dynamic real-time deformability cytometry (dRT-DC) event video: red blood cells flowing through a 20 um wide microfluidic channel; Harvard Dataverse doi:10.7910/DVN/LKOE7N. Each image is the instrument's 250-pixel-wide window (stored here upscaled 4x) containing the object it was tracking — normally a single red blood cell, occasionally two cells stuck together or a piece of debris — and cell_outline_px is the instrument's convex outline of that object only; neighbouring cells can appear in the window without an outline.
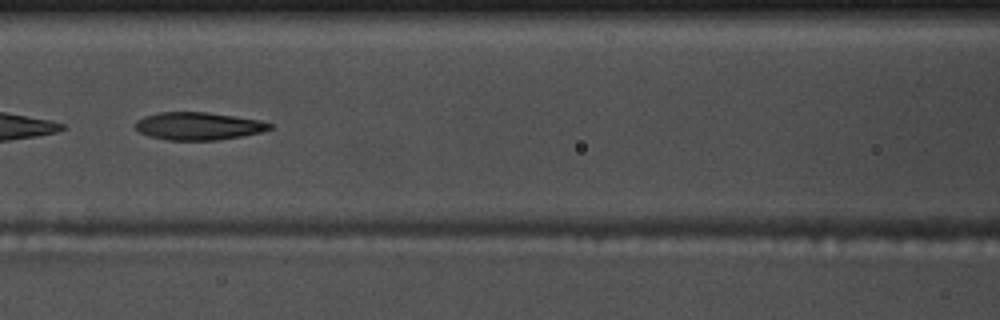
{"species": "common noctule bat (a hibernating species)", "species_latin": "Nyctalus noctula", "temperature_condition": "warm", "stored_images_in_passage": 40, "camera_frame_rate_fps": 3000, "um_per_image_px": 0.085, "animal": {"sex": "male", "body_mass_g": 17.5, "forearm_length_mm": 52.3}, "frame": {"image": 1, "passage_image": 12, "time_ms": 3.667, "image_size_px": [1000, 320], "cell_outline_px": [[272, 128], [260, 132], [240, 136], [216, 140], [168, 140], [148, 136], [140, 132], [136, 128], [136, 120], [144, 116], [160, 112], [208, 112], [260, 120], [272, 124]], "centroid_in_image_um": [16.84, 10.71], "position_along_channel_um": 149.8, "area_um2": 21.56}, "authors_computed_cell_mechanics": {"area_um2": 23.0044, "velocity_mm_per_s": 3.7165, "shape_relaxation_time_tau1_ms": 8.1088, "shape_relaxation_time_tau2_ms": 3.9938, "deformation_change_tau1": 0.2294, "deformation_change_tau2": 0.1425}}